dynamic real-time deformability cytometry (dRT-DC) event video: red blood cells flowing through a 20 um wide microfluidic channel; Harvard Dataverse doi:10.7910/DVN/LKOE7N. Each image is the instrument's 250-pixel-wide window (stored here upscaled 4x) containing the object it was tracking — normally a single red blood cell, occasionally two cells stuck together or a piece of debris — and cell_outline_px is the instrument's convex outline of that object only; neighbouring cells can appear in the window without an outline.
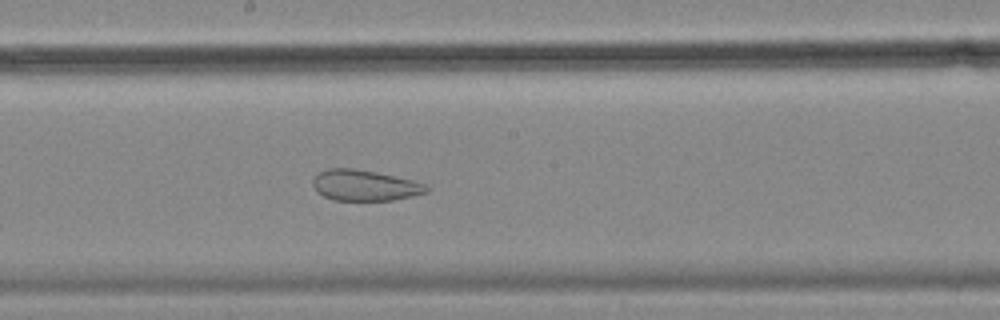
{"species": "common noctule bat (a hibernating species)", "species_latin": "Nyctalus noctula", "temperature_condition": "cold", "stored_images_in_passage": 57, "camera_frame_rate_fps": 3000, "um_per_image_px": 0.085, "animal": {"sex": "female", "body_mass_g": 18.4}, "frame": {"image": 1, "passage_image": 31, "time_ms": 10.0, "image_size_px": [1000, 320], "cell_outline_px": [[428, 192], [392, 200], [332, 200], [316, 192], [312, 184], [312, 180], [316, 172], [328, 168], [352, 168], [376, 172], [412, 180], [428, 184]], "centroid_in_image_um": [30.95, 15.75], "position_along_channel_um": 217.3, "area_um2": 20.52}}
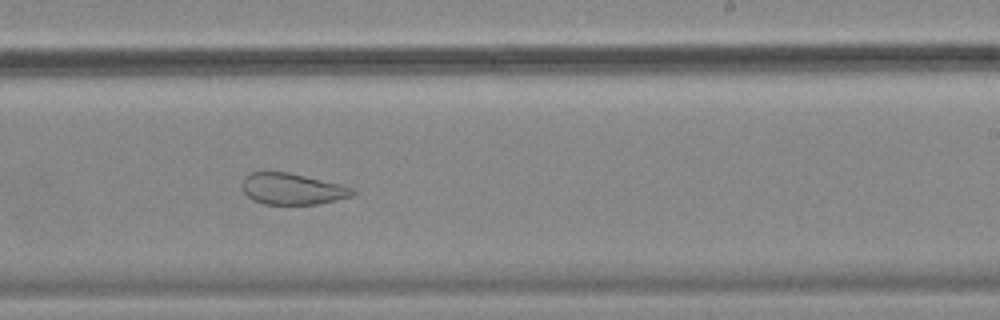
{"frame": {"image": 2, "passage_image": 35, "time_ms": 11.333, "image_size_px": [1000, 320], "cell_outline_px": [[356, 196], [320, 204], [264, 204], [252, 200], [240, 188], [240, 184], [244, 176], [248, 172], [288, 172], [340, 184], [352, 188], [356, 192]], "centroid_in_image_um": [24.82, 16.06], "position_along_channel_um": 264.2, "area_um2": 20.46}}
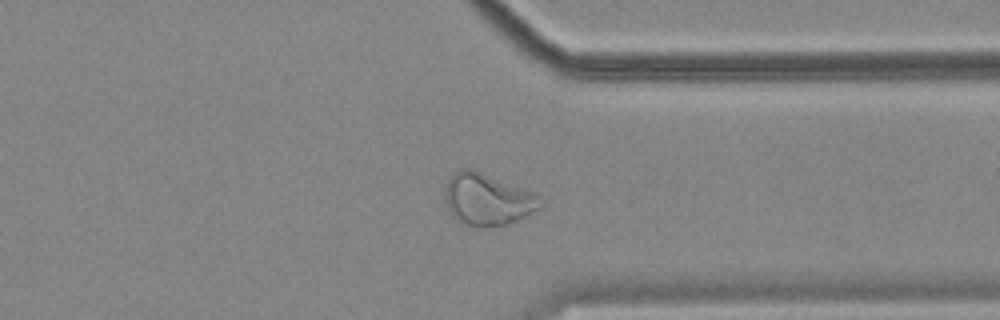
{"frame": {"image": 3, "passage_image": 44, "time_ms": 14.333, "image_size_px": [1000, 320], "cell_outline_px": [[544, 204], [540, 208], [516, 220], [504, 224], [488, 228], [480, 228], [468, 224], [452, 216], [448, 212], [444, 196], [444, 192], [448, 180], [460, 168], [468, 168], [536, 192], [544, 200]], "centroid_in_image_um": [41.46, 16.95], "position_along_channel_um": 369.9, "area_um2": 28.78}}